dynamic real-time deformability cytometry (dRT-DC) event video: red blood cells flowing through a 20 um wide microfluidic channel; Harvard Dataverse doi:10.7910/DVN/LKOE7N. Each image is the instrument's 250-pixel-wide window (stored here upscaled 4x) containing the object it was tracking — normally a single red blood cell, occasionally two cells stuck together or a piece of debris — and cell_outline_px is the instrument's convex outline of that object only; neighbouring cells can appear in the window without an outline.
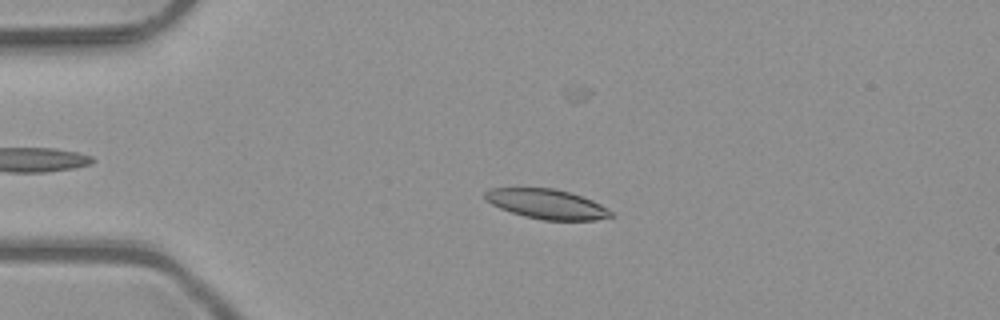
{"species": "common noctule bat (a hibernating species)", "species_latin": "Nyctalus noctula", "temperature_condition": "room temperature", "stored_images_in_passage": 3, "camera_frame_rate_fps": 3000, "um_per_image_px": 0.085, "animal": {"sex": "male", "body_mass_g": 23.1, "forearm_length_mm": 52.7}, "frame": {"image": 1, "passage_image": 2, "time_ms": 0.333, "image_size_px": [1000, 320], "cell_outline_px": [[616, 216], [596, 220], [544, 220], [524, 216], [500, 208], [484, 200], [484, 192], [492, 188], [552, 188], [568, 192], [592, 200], [608, 208]], "centroid_in_image_um": [46.49, 17.35], "position_along_channel_um": 38.5, "area_um2": 21.73}}